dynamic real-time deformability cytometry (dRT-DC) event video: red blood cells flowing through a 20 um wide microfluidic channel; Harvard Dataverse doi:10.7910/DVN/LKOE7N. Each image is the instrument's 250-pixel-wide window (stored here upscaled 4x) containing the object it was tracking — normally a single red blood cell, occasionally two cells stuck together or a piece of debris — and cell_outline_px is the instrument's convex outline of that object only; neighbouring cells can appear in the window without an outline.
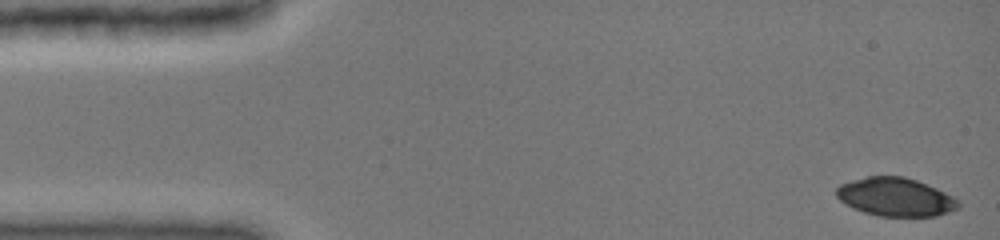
{"species": "common noctule bat (a hibernating species)", "species_latin": "Nyctalus noctula", "temperature_condition": "cold", "stored_images_in_passage": 45, "camera_frame_rate_fps": 3000, "um_per_image_px": 0.085, "animal": {"sex": "female", "body_mass_g": 19.0, "forearm_length_mm": 51.5}, "frame": {"image": 1, "passage_image": 1, "time_ms": 0.0, "image_size_px": [1000, 240], "cell_outline_px": [[960, 208], [936, 216], [880, 216], [864, 212], [852, 208], [840, 200], [836, 196], [836, 188], [840, 184], [852, 180], [868, 176], [904, 176], [916, 180], [936, 188], [960, 200]], "centroid_in_image_um": [76.12, 16.74], "position_along_channel_um": 8.9, "area_um2": 27.34}}
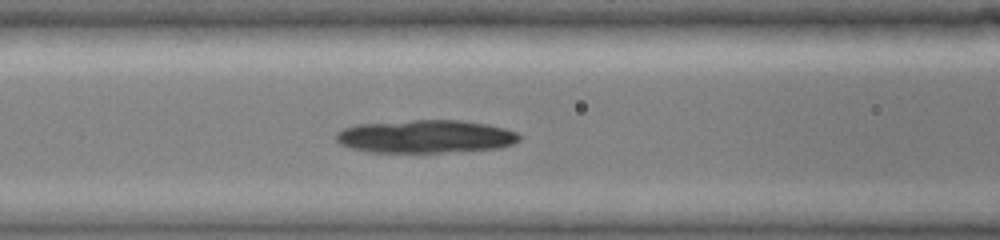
{"frame": {"image": 2, "passage_image": 19, "time_ms": 6.0, "image_size_px": [1000, 240], "cell_outline_px": [[520, 140], [512, 144], [500, 148], [444, 152], [368, 152], [352, 148], [340, 144], [336, 140], [336, 132], [344, 128], [356, 124], [412, 120], [460, 120], [488, 124], [504, 128], [516, 132], [520, 136]], "centroid_in_image_um": [36.16, 11.6], "position_along_channel_um": 130.4, "area_um2": 35.32}}
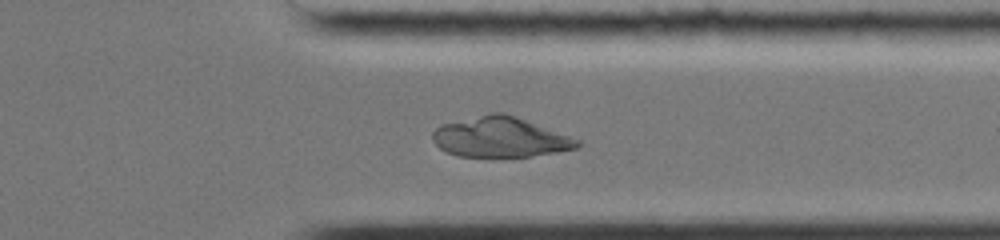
{"frame": {"image": 3, "passage_image": 37, "time_ms": 12.0, "image_size_px": [1000, 240], "cell_outline_px": [[580, 144], [576, 148], [556, 152], [532, 156], [456, 156], [440, 148], [432, 140], [432, 132], [440, 124], [492, 112], [504, 112], [516, 116], [580, 140]], "centroid_in_image_um": [42.49, 11.65], "position_along_channel_um": 368.9, "area_um2": 33.64}}